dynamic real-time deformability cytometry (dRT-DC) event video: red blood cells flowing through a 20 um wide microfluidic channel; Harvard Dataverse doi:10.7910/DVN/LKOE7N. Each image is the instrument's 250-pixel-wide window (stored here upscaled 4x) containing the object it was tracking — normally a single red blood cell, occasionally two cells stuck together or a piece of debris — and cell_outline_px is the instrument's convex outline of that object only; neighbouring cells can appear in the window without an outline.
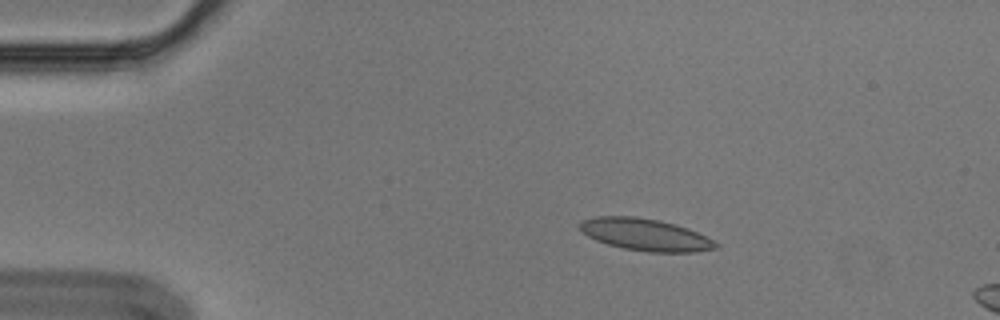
{"species": "Egyptian fruit bat (a non-hibernating species)", "species_latin": "Rousettus aegyptiacus", "temperature_condition": "cold", "stored_images_in_passage": 4, "camera_frame_rate_fps": 3000, "um_per_image_px": 0.085, "animal": {"sex": "male"}, "frame": {"image": 1, "passage_image": 2, "time_ms": 0.333, "image_size_px": [1000, 320], "cell_outline_px": [[720, 248], [696, 252], [648, 252], [624, 248], [608, 244], [596, 240], [588, 236], [580, 228], [580, 224], [584, 220], [596, 216], [636, 216], [656, 220], [688, 228], [720, 244]], "centroid_in_image_um": [54.88, 19.95], "position_along_channel_um": 30.1, "area_um2": 25.09}}